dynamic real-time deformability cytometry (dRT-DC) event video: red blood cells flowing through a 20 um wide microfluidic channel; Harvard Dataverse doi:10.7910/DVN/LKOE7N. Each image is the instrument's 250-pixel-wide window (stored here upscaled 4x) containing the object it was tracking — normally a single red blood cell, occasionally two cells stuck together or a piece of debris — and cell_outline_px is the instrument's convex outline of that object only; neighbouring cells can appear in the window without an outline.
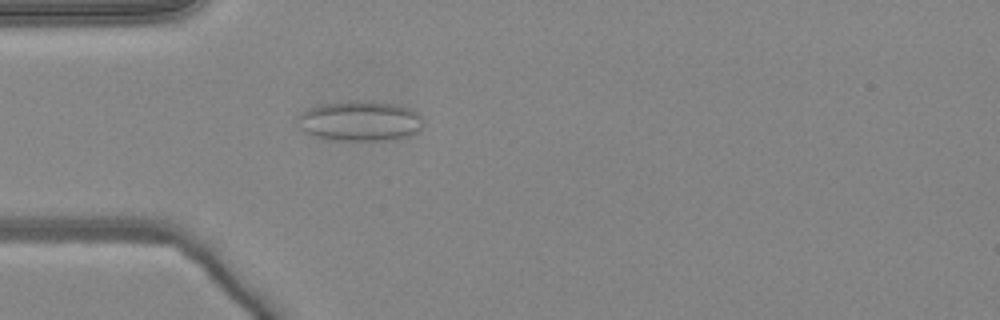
{"species": "common noctule bat (a hibernating species)", "species_latin": "Nyctalus noctula", "temperature_condition": "warm", "stored_images_in_passage": 51, "camera_frame_rate_fps": 3000, "um_per_image_px": 0.085, "animal": {"sex": "female", "body_mass_g": 24.6, "forearm_length_mm": 56.2}, "frame": {"image": 1, "passage_image": 15, "time_ms": 4.667, "image_size_px": [1000, 320], "cell_outline_px": [[420, 128], [416, 132], [408, 136], [384, 140], [340, 140], [320, 136], [308, 132], [300, 128], [300, 112], [308, 108], [324, 104], [348, 100], [356, 100], [396, 104], [408, 108], [416, 112], [420, 116]], "centroid_in_image_um": [30.61, 10.26], "position_along_channel_um": 54.4, "area_um2": 28.61}}
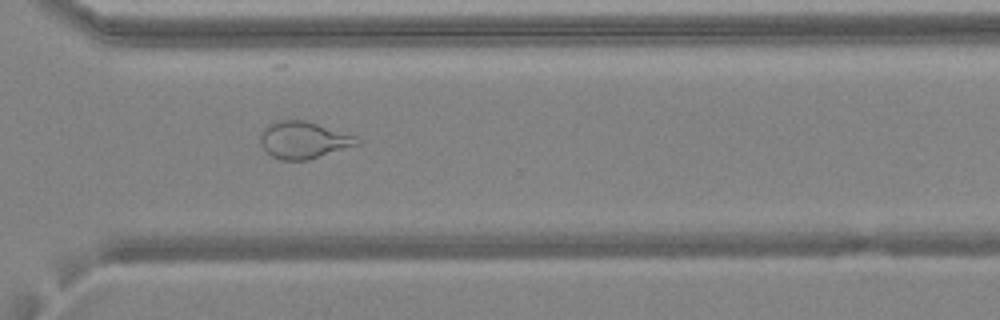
{"frame": {"image": 2, "passage_image": 37, "time_ms": 12.0, "image_size_px": [1000, 320], "cell_outline_px": [[360, 144], [308, 160], [280, 160], [272, 156], [260, 144], [260, 132], [268, 124], [276, 120], [308, 120], [356, 136], [360, 140]], "centroid_in_image_um": [25.8, 11.89], "position_along_channel_um": 344.8, "area_um2": 21.04}}
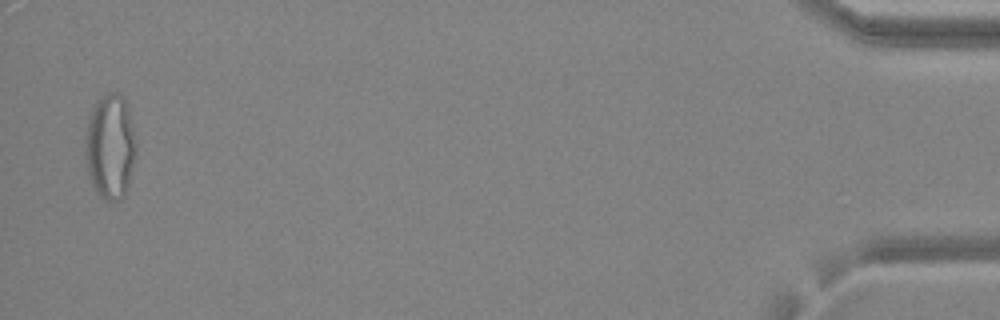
{"frame": {"image": 3, "passage_image": 50, "time_ms": 16.333, "image_size_px": [1000, 320], "cell_outline_px": [[136, 156], [128, 188], [124, 196], [120, 200], [108, 200], [100, 196], [96, 192], [88, 176], [84, 152], [84, 136], [88, 120], [92, 108], [108, 92], [116, 92], [128, 104], [136, 140]], "centroid_in_image_um": [9.37, 12.49], "position_along_channel_um": 425.8, "area_um2": 31.56}, "authors_computed_cell_mechanics": {"area_um2": 25.6632, "velocity_mm_per_s": 4.0225, "shape_relaxation_time_tau1_ms": null, "shape_relaxation_time_tau2_ms": 0.8063, "deformation_change_tau1": null, "deformation_change_tau2": 0.0891}}